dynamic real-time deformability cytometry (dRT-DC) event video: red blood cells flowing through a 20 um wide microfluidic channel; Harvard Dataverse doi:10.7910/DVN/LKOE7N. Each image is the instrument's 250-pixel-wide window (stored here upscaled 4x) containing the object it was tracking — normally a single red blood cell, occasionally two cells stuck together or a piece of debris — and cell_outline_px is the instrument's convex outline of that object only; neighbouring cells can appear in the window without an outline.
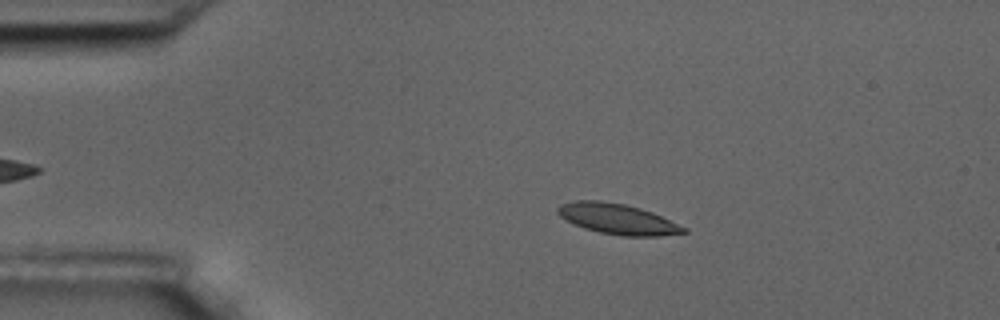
{"species": "common noctule bat (a hibernating species)", "species_latin": "Nyctalus noctula", "temperature_condition": "room temperature", "stored_images_in_passage": 7, "camera_frame_rate_fps": 3000, "um_per_image_px": 0.085, "animal": {"sex": "male", "body_mass_g": 17.5, "forearm_length_mm": 52.3}, "frame": {"image": 1, "passage_image": 3, "time_ms": 2.0, "image_size_px": [1000, 320], "cell_outline_px": [[688, 232], [660, 236], [620, 236], [600, 232], [584, 228], [560, 216], [556, 212], [556, 208], [560, 204], [576, 200], [600, 200], [624, 204], [640, 208], [652, 212], [688, 228]], "centroid_in_image_um": [52.51, 18.61], "position_along_channel_um": 32.5, "area_um2": 22.37}}
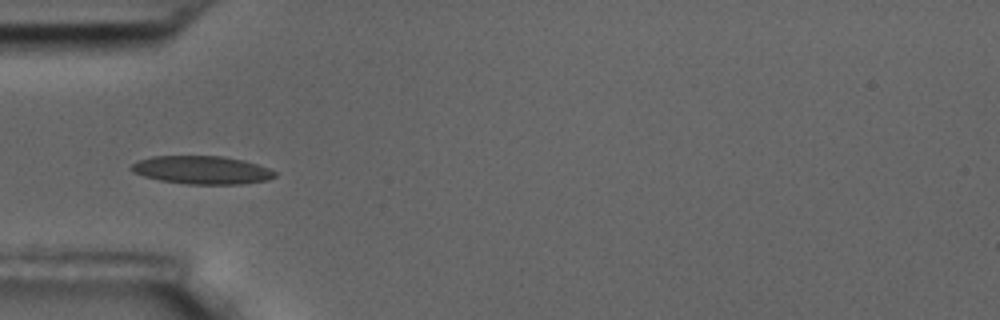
{"frame": {"image": 2, "passage_image": 5, "time_ms": 4.333, "image_size_px": [1000, 320], "cell_outline_px": [[276, 176], [268, 180], [240, 184], [188, 184], [160, 180], [144, 176], [132, 172], [128, 168], [132, 164], [140, 160], [152, 156], [220, 156], [244, 160], [268, 168], [276, 172]], "centroid_in_image_um": [17.15, 14.45], "position_along_channel_um": 67.9, "area_um2": 23.47}}